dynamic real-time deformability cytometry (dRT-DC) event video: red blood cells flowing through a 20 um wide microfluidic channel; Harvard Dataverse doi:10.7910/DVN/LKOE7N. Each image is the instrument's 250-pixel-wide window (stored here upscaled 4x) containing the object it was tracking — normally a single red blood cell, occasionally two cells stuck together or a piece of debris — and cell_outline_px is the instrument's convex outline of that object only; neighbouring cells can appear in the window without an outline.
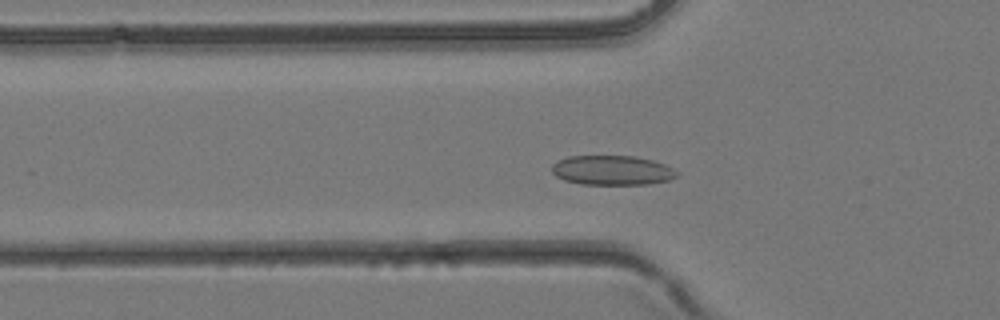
{"species": "common noctule bat (a hibernating species)", "species_latin": "Nyctalus noctula", "temperature_condition": "room temperature", "stored_images_in_passage": 38, "camera_frame_rate_fps": 3000, "um_per_image_px": 0.085, "animal": {"sex": "female", "body_mass_g": 24.6, "forearm_length_mm": 56.2}, "frame": {"image": 1, "passage_image": 11, "time_ms": 3.333, "image_size_px": [1000, 320], "cell_outline_px": [[680, 176], [668, 180], [648, 184], [580, 184], [564, 180], [556, 176], [552, 172], [552, 164], [556, 160], [568, 156], [636, 156], [652, 160], [664, 164], [680, 172]], "centroid_in_image_um": [52.04, 14.47], "position_along_channel_um": 73.8, "area_um2": 21.73}}
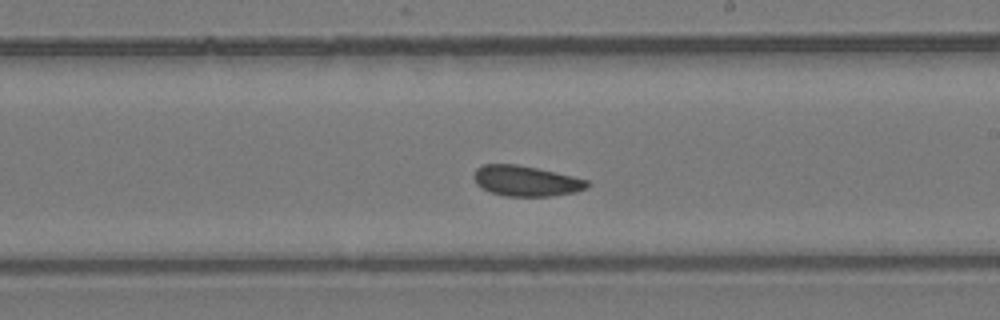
{"frame": {"image": 2, "passage_image": 21, "time_ms": 6.667, "image_size_px": [1000, 320], "cell_outline_px": [[588, 188], [576, 192], [552, 196], [504, 196], [492, 192], [476, 184], [472, 176], [476, 168], [484, 164], [516, 164], [536, 168], [572, 176], [588, 180]], "centroid_in_image_um": [44.7, 15.38], "position_along_channel_um": 244.3, "area_um2": 20.06}}
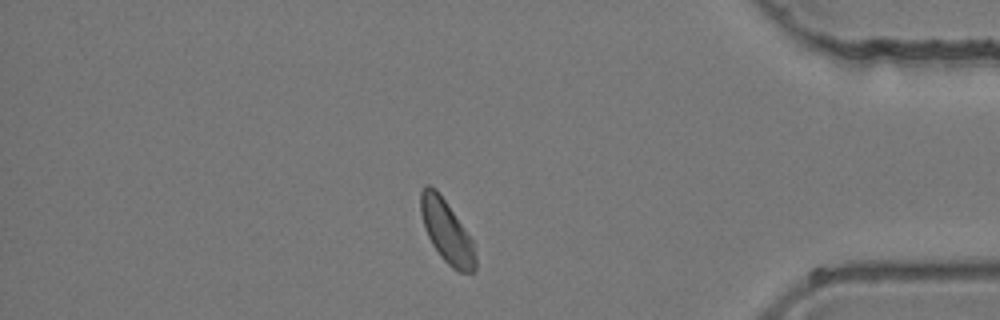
{"frame": {"image": 3, "passage_image": 32, "time_ms": 10.333, "image_size_px": [1000, 320], "cell_outline_px": [[476, 268], [472, 272], [460, 272], [452, 268], [440, 256], [432, 244], [424, 228], [420, 212], [420, 192], [424, 184], [428, 184], [436, 188], [472, 240], [476, 260]], "centroid_in_image_um": [37.93, 19.66], "position_along_channel_um": 397.3, "area_um2": 19.77}}